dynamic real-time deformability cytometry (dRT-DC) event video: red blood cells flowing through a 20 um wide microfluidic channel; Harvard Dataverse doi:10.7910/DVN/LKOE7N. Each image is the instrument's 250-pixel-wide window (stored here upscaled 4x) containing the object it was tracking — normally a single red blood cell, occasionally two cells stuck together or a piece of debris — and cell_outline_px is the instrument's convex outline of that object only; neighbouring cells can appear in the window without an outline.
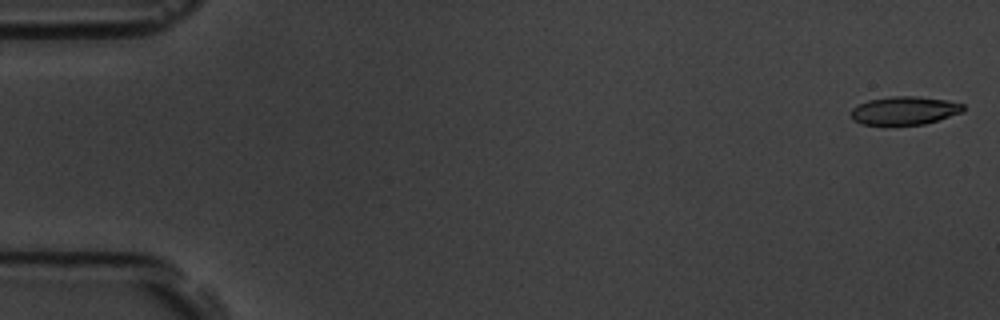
{"species": "common noctule bat (a hibernating species)", "species_latin": "Nyctalus noctula", "temperature_condition": "room temperature", "stored_images_in_passage": 5, "camera_frame_rate_fps": 3000, "um_per_image_px": 0.085, "animal": {"sex": "male", "body_mass_g": 19.5, "forearm_length_mm": 54.6}, "frame": {"image": 1, "passage_image": 1, "time_ms": 0.0, "image_size_px": [1000, 320], "cell_outline_px": [[964, 112], [924, 124], [860, 124], [852, 120], [852, 108], [856, 104], [868, 100], [892, 96], [916, 96], [948, 100], [964, 104]], "centroid_in_image_um": [76.88, 9.38], "position_along_channel_um": 8.1, "area_um2": 18.5}}
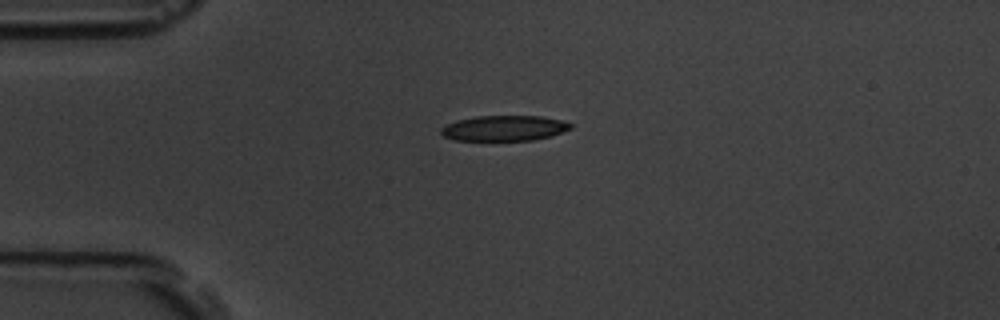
{"frame": {"image": 2, "passage_image": 4, "time_ms": 4.333, "image_size_px": [1000, 320], "cell_outline_px": [[572, 128], [552, 136], [532, 140], [452, 140], [444, 136], [440, 132], [440, 128], [456, 120], [476, 116], [540, 116], [560, 120], [572, 124]], "centroid_in_image_um": [42.84, 10.89], "position_along_channel_um": 42.2, "area_um2": 19.13}}